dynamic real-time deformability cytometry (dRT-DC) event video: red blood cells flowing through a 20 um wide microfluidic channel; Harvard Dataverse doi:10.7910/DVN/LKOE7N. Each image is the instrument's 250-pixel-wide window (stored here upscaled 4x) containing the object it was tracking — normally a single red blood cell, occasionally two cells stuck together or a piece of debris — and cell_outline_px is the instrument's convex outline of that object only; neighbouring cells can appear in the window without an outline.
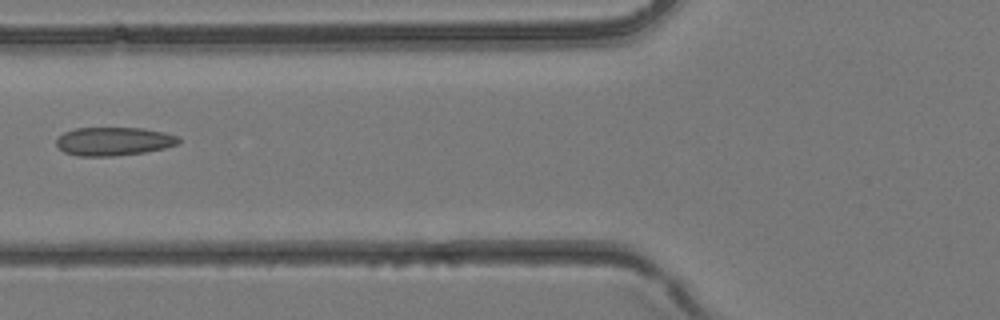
{"species": "common noctule bat (a hibernating species)", "species_latin": "Nyctalus noctula", "temperature_condition": "room temperature", "stored_images_in_passage": 4, "camera_frame_rate_fps": 3000, "um_per_image_px": 0.085, "animal": {"sex": "female", "body_mass_g": 24.6, "forearm_length_mm": 56.2}, "frame": {"image": 1, "passage_image": 4, "time_ms": 1.0, "image_size_px": [1000, 320], "cell_outline_px": [[180, 140], [176, 144], [164, 148], [144, 152], [116, 156], [80, 156], [64, 152], [56, 144], [56, 140], [64, 132], [76, 128], [144, 128], [164, 132], [180, 136]], "centroid_in_image_um": [9.68, 12.01], "position_along_channel_um": 116.1, "area_um2": 20.23}}